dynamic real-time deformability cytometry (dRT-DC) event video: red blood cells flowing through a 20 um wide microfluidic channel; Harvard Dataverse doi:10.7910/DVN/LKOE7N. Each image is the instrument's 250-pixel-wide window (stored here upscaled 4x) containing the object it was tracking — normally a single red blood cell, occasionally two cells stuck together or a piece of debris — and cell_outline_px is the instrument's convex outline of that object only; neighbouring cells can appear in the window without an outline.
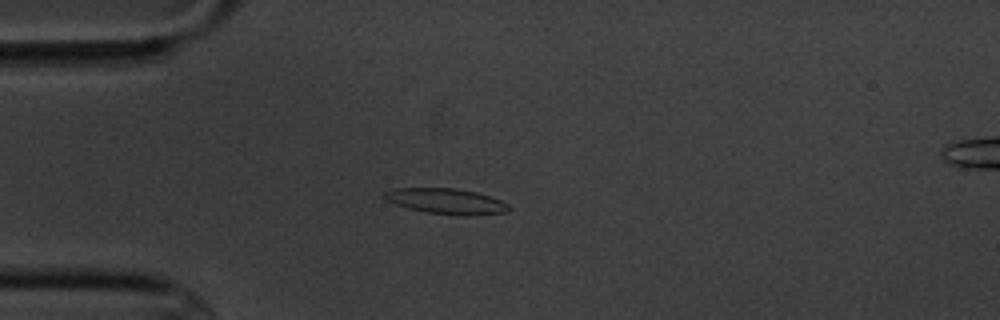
{"species": "common noctule bat (a hibernating species)", "species_latin": "Nyctalus noctula", "temperature_condition": "cold", "stored_images_in_passage": 4, "camera_frame_rate_fps": 3000, "um_per_image_px": 0.085, "animal": {"sex": "male", "body_mass_g": 20.1, "forearm_length_mm": 53.5}, "frame": {"image": 1, "passage_image": 3, "time_ms": 3.0, "image_size_px": [1000, 320], "cell_outline_px": [[512, 208], [508, 212], [464, 216], [424, 212], [408, 208], [384, 200], [384, 192], [396, 188], [456, 188], [476, 192], [500, 200], [508, 204]], "centroid_in_image_um": [37.94, 17.11], "position_along_channel_um": 47.1, "area_um2": 18.55}}